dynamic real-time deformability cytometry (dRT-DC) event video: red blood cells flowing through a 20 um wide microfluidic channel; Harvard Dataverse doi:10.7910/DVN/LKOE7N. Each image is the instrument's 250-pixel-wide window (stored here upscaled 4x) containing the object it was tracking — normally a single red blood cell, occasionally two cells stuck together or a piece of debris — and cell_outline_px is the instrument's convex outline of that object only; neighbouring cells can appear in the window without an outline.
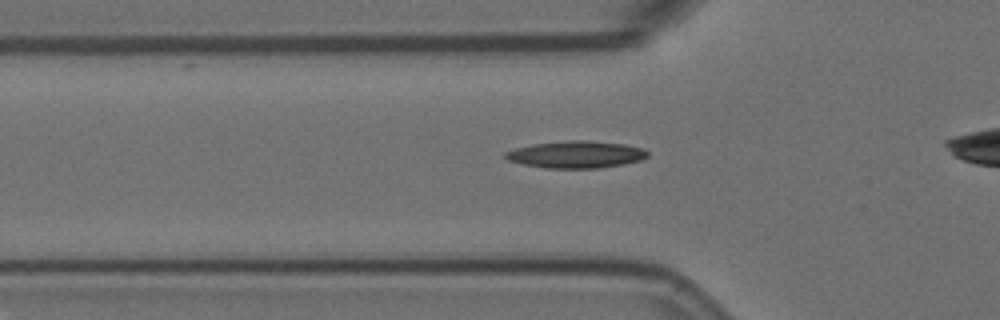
{"species": "Egyptian fruit bat (a non-hibernating species)", "species_latin": "Rousettus aegyptiacus", "temperature_condition": "room temperature", "stored_images_in_passage": 33, "camera_frame_rate_fps": 3000, "um_per_image_px": 0.085, "animal": {"sex": "female"}, "frame": {"image": 1, "passage_image": 5, "time_ms": 1.333, "image_size_px": [1000, 320], "cell_outline_px": [[648, 156], [640, 160], [624, 164], [596, 168], [544, 168], [524, 164], [508, 160], [504, 156], [504, 152], [516, 148], [536, 144], [568, 140], [584, 140], [624, 144], [644, 148], [648, 152]], "centroid_in_image_um": [48.98, 13.13], "position_along_channel_um": 76.8, "area_um2": 22.25}}
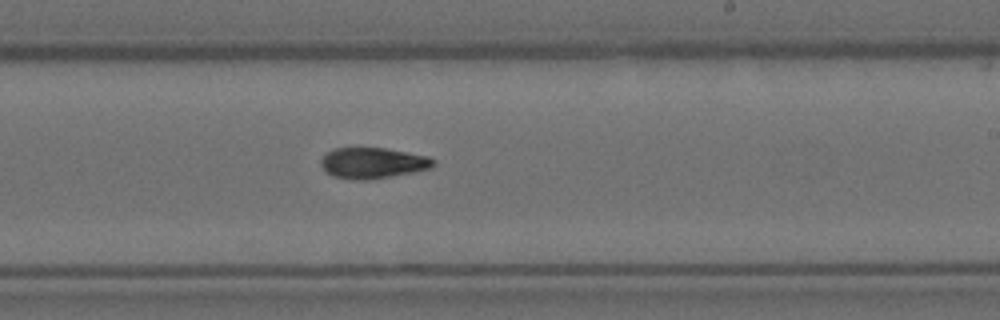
{"frame": {"image": 2, "passage_image": 20, "time_ms": 6.333, "image_size_px": [1000, 320], "cell_outline_px": [[436, 164], [428, 168], [412, 172], [368, 180], [352, 180], [332, 176], [320, 164], [320, 160], [332, 148], [384, 148], [428, 156], [436, 160]], "centroid_in_image_um": [31.67, 13.85], "position_along_channel_um": 257.3, "area_um2": 20.06}}
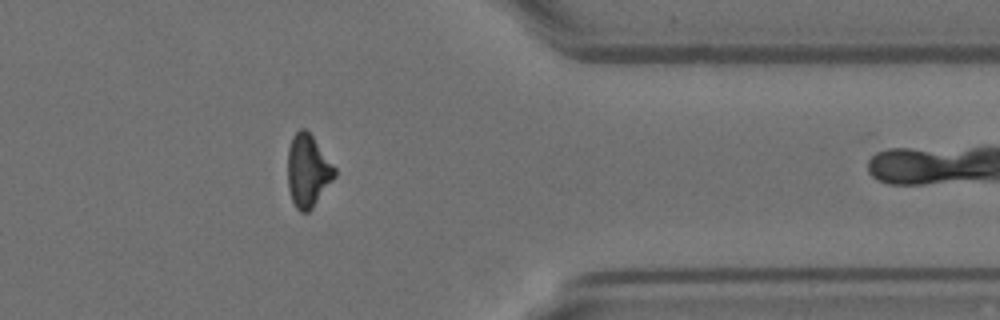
{"frame": {"image": 3, "passage_image": 32, "time_ms": 10.333, "image_size_px": [1000, 320], "cell_outline_px": [[336, 176], [312, 208], [308, 212], [300, 212], [296, 208], [292, 200], [288, 188], [288, 148], [292, 136], [300, 128], [304, 128], [312, 136], [336, 168]], "centroid_in_image_um": [26.16, 14.52], "position_along_channel_um": 385.2, "area_um2": 19.77}}